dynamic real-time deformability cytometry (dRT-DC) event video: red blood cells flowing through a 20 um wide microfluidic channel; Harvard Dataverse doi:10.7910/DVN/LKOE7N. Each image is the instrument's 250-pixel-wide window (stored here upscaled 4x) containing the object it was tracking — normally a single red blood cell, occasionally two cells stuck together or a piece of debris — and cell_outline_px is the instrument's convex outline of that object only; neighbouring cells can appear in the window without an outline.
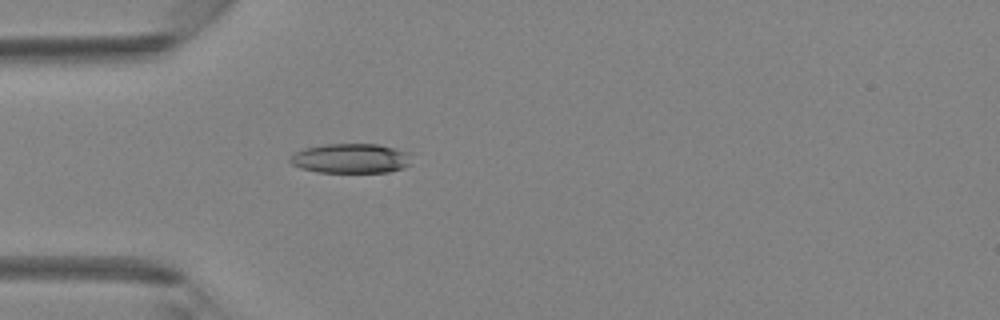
{"species": "Egyptian fruit bat (a non-hibernating species)", "species_latin": "Rousettus aegyptiacus", "temperature_condition": "room temperature", "stored_images_in_passage": 31, "camera_frame_rate_fps": 3000, "um_per_image_px": 0.085, "animal": {"sex": "female"}, "frame": {"image": 1, "passage_image": 1, "time_ms": 0.0, "image_size_px": [1000, 320], "cell_outline_px": [[408, 164], [404, 168], [388, 172], [316, 172], [300, 168], [292, 164], [288, 160], [296, 152], [304, 148], [324, 144], [376, 144], [408, 152]], "centroid_in_image_um": [29.76, 13.47], "position_along_channel_um": 55.2, "area_um2": 20.75}}
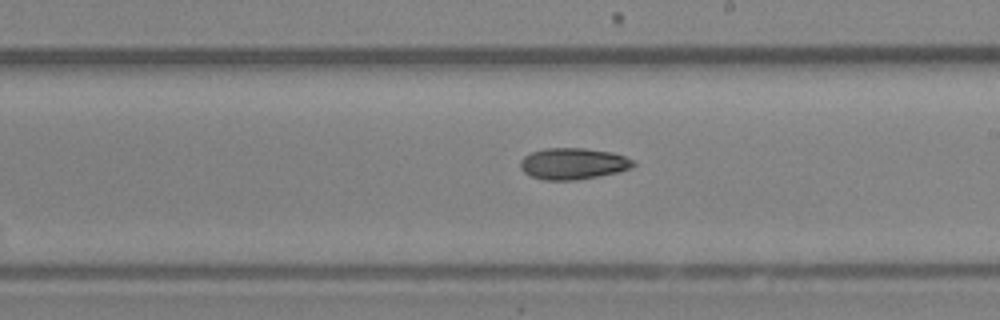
{"frame": {"image": 2, "passage_image": 13, "time_ms": 4.0, "image_size_px": [1000, 320], "cell_outline_px": [[636, 164], [632, 168], [620, 172], [576, 180], [544, 180], [532, 176], [524, 172], [520, 168], [520, 160], [524, 156], [532, 152], [544, 148], [584, 148], [612, 152], [636, 160]], "centroid_in_image_um": [48.75, 13.91], "position_along_channel_um": 240.3, "area_um2": 20.87}}
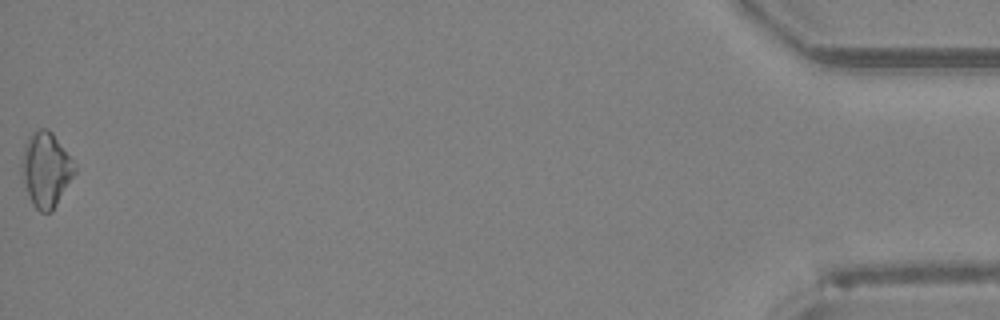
{"frame": {"image": 3, "passage_image": 31, "time_ms": 10.0, "image_size_px": [1000, 320], "cell_outline_px": [[76, 172], [52, 212], [40, 212], [32, 204], [24, 184], [20, 172], [20, 164], [24, 144], [28, 136], [36, 128], [48, 128], [52, 132], [76, 164]], "centroid_in_image_um": [3.88, 14.39], "position_along_channel_um": 431.3, "area_um2": 23.41}}